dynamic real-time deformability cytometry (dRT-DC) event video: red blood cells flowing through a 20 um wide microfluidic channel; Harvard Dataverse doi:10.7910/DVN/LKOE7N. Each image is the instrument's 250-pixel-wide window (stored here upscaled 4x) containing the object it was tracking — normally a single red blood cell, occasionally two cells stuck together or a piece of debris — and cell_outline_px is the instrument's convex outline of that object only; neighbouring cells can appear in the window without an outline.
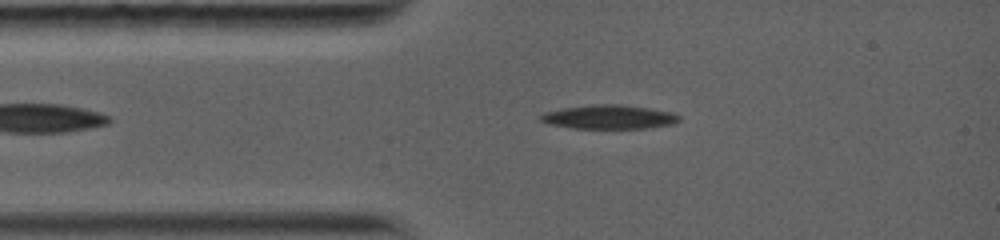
{"species": "common noctule bat (a hibernating species)", "species_latin": "Nyctalus noctula", "temperature_condition": "warm", "stored_images_in_passage": 104, "camera_frame_rate_fps": 5000, "um_per_image_px": 0.085, "animal": {"sex": "female", "body_mass_g": 19.0, "forearm_length_mm": 56.7}, "frame": {"image": 1, "passage_image": 1, "time_ms": 0.0, "image_size_px": [1000, 240], "cell_outline_px": [[680, 120], [672, 124], [648, 128], [572, 128], [548, 124], [540, 120], [540, 116], [548, 112], [564, 108], [612, 104], [644, 108], [668, 112], [680, 116]], "centroid_in_image_um": [51.76, 9.97], "position_along_channel_um": 33.2, "area_um2": 18.55}}
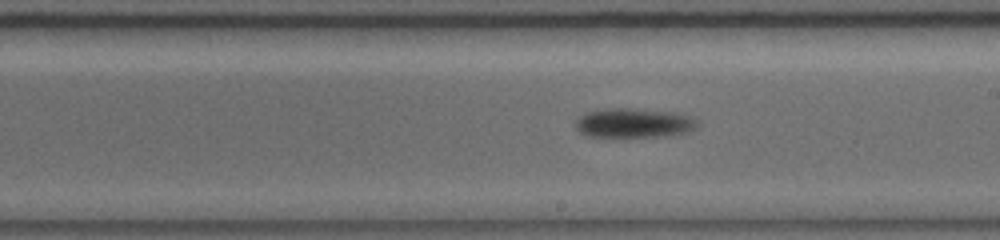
{"frame": {"image": 2, "passage_image": 43, "time_ms": 5.4, "image_size_px": [1000, 240], "cell_outline_px": [[696, 124], [688, 132], [668, 136], [588, 136], [580, 132], [576, 124], [584, 116], [592, 112], [644, 112], [680, 116]], "centroid_in_image_um": [53.8, 10.58], "position_along_channel_um": 235.2, "area_um2": 17.69}}
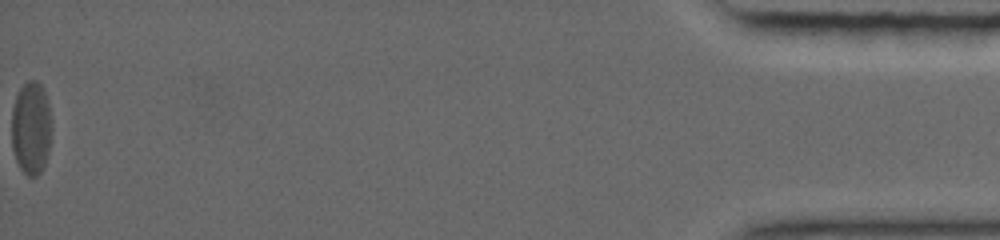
{"frame": {"image": 3, "passage_image": 104, "time_ms": 14.2, "image_size_px": [1000, 240], "cell_outline_px": [[48, 148], [44, 164], [40, 172], [36, 176], [28, 176], [20, 168], [16, 160], [12, 144], [12, 112], [16, 100], [20, 92], [24, 88], [32, 88], [36, 92], [44, 104], [48, 112]], "centroid_in_image_um": [2.55, 11.21], "position_along_channel_um": 432.6, "area_um2": 18.73}, "authors_computed_cell_mechanics": {"area_um2": 18.5827, "velocity_mm_per_s": 3.9485, "shape_relaxation_time_tau1_ms": 10.3042, "shape_relaxation_time_tau2_ms": null, "deformation_change_tau1": 0.2319, "deformation_change_tau2": null}}